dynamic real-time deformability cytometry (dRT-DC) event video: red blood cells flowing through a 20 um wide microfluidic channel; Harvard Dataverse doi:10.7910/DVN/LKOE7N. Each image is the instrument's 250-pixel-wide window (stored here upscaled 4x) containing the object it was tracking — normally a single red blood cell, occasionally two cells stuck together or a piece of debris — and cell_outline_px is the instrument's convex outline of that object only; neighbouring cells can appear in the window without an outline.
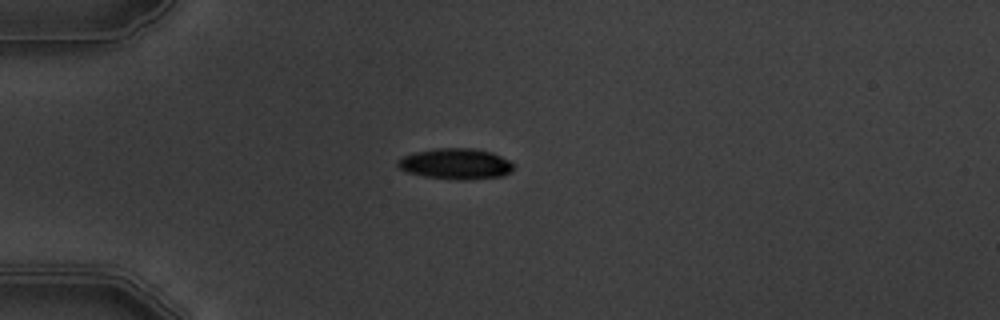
{"species": "common noctule bat (a hibernating species)", "species_latin": "Nyctalus noctula", "temperature_condition": "warm", "stored_images_in_passage": 11, "camera_frame_rate_fps": 3000, "um_per_image_px": 0.085, "animal": {"sex": "male", "body_mass_g": 19.5, "forearm_length_mm": 54.6}, "frame": {"image": 1, "passage_image": 4, "time_ms": 4.333, "image_size_px": [1000, 320], "cell_outline_px": [[512, 172], [504, 176], [468, 180], [460, 180], [424, 176], [408, 172], [400, 168], [396, 164], [396, 160], [404, 156], [416, 152], [440, 148], [476, 148], [492, 152], [508, 160], [512, 164]], "centroid_in_image_um": [38.76, 13.93], "position_along_channel_um": 46.2, "area_um2": 20.75}}